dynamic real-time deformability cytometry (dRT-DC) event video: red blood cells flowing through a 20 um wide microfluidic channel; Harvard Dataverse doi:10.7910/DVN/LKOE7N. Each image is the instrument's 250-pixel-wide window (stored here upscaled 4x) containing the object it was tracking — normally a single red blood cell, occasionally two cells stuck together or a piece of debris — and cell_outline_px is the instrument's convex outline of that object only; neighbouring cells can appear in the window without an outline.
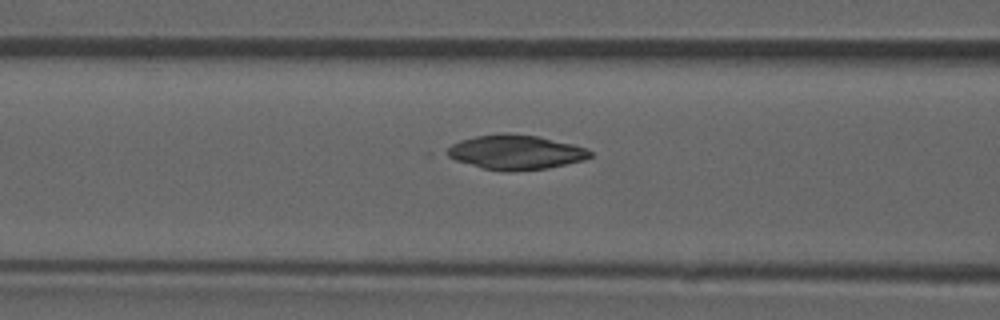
{"species": "common noctule bat (a hibernating species)", "species_latin": "Nyctalus noctula", "temperature_condition": "room temperature", "stored_images_in_passage": 45, "camera_frame_rate_fps": 3000, "um_per_image_px": 0.085, "animal": {"sex": "male", "forearm_length_mm": 52.5}, "frame": {"image": 1, "passage_image": 14, "time_ms": 4.333, "image_size_px": [1000, 320], "cell_outline_px": [[592, 156], [584, 160], [548, 168], [480, 168], [456, 160], [440, 152], [452, 144], [460, 140], [476, 136], [500, 132], [508, 132], [536, 136], [572, 144], [588, 148], [592, 152]], "centroid_in_image_um": [43.79, 12.88], "position_along_channel_um": 122.8, "area_um2": 28.21}, "authors_computed_cell_mechanics": {"area_um2": 27.9752, "velocity_mm_per_s": 3.8999, "shape_relaxation_time_tau1_ms": null, "shape_relaxation_time_tau2_ms": 1.7369, "deformation_change_tau1": null, "deformation_change_tau2": 0.0352}}